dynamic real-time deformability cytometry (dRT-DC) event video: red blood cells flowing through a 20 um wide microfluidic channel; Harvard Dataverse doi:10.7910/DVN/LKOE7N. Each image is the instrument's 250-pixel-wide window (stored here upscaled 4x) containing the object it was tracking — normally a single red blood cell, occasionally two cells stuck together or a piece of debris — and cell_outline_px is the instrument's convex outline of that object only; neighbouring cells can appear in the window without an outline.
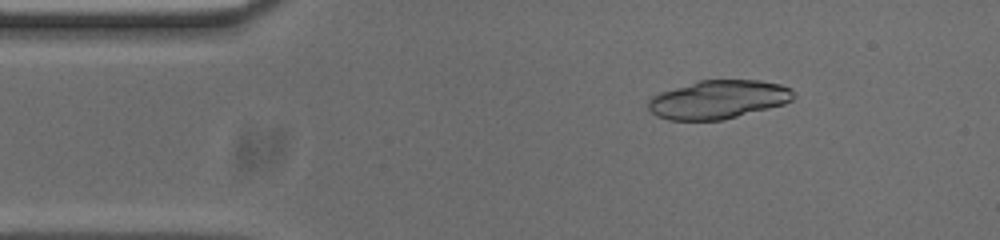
{"species": "common noctule bat (a hibernating species)", "species_latin": "Nyctalus noctula", "temperature_condition": "cold", "stored_images_in_passage": 52, "camera_frame_rate_fps": 3000, "um_per_image_px": 0.085, "animal": {"sex": "male", "body_mass_g": 20.0, "forearm_length_mm": 53.3}, "frame": {"image": 1, "passage_image": 7, "time_ms": 2.0, "image_size_px": [1000, 240], "cell_outline_px": [[796, 96], [792, 100], [784, 104], [724, 120], [668, 120], [656, 116], [648, 108], [648, 100], [652, 96], [660, 92], [700, 80], [760, 80], [780, 84], [792, 88], [796, 92]], "centroid_in_image_um": [61.08, 8.46], "position_along_channel_um": 23.9, "area_um2": 32.83}}